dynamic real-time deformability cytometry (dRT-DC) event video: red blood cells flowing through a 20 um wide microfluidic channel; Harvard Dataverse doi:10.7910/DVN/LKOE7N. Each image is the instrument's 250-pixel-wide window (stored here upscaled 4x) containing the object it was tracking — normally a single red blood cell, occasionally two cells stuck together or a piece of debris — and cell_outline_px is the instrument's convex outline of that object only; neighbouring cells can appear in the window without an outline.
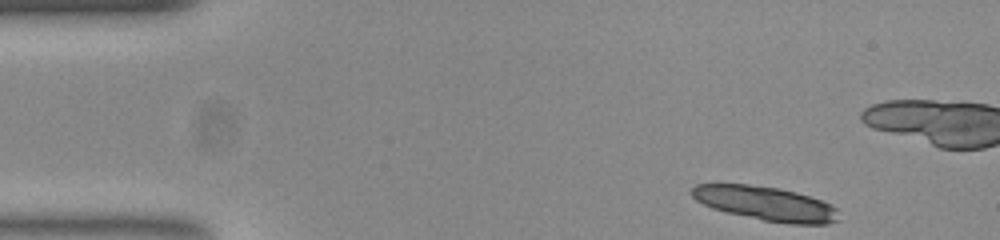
{"species": "common noctule bat (a hibernating species)", "species_latin": "Nyctalus noctula", "temperature_condition": "room temperature", "stored_images_in_passage": 25, "camera_frame_rate_fps": 3000, "um_per_image_px": 0.085, "animal": {"sex": "female", "body_mass_g": 23.0, "forearm_length_mm": 53.4}, "frame": {"image": 1, "passage_image": 1, "time_ms": 0.0, "image_size_px": [1000, 240], "cell_outline_px": [[840, 220], [828, 224], [792, 224], [764, 220], [728, 212], [712, 208], [696, 200], [692, 196], [692, 188], [696, 184], [748, 184], [780, 188], [796, 192], [820, 200], [836, 208]], "centroid_in_image_um": [65.1, 17.29], "position_along_channel_um": 19.9, "area_um2": 28.96}}